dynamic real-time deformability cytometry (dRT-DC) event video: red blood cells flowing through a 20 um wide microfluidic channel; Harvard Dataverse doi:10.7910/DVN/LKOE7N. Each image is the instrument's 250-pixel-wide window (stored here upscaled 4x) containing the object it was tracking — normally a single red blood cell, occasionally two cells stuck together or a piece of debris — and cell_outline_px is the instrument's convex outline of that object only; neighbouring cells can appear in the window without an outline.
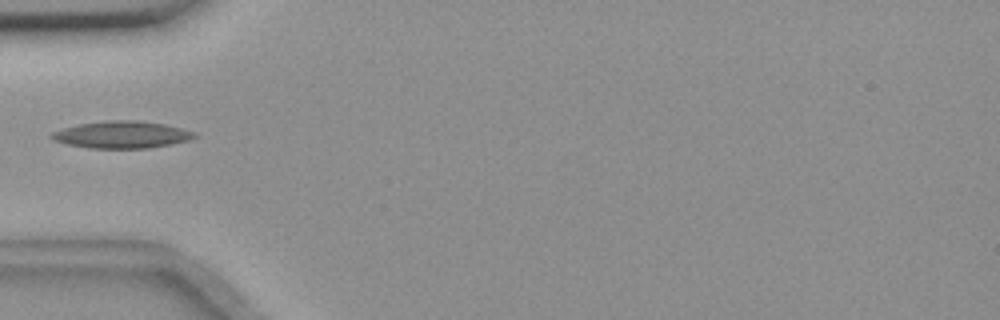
{"species": "common noctule bat (a hibernating species)", "species_latin": "Nyctalus noctula", "temperature_condition": "room temperature", "stored_images_in_passage": 24, "camera_frame_rate_fps": 3000, "um_per_image_px": 0.085, "animal": {"sex": "female", "body_mass_g": 18.4}, "frame": {"image": 1, "passage_image": 1, "time_ms": 0.0, "image_size_px": [1000, 320], "cell_outline_px": [[196, 136], [188, 140], [148, 148], [92, 148], [68, 144], [52, 140], [48, 136], [52, 132], [64, 128], [80, 124], [108, 120], [136, 120], [164, 124], [196, 132]], "centroid_in_image_um": [10.32, 11.44], "position_along_channel_um": 74.7, "area_um2": 22.25}}